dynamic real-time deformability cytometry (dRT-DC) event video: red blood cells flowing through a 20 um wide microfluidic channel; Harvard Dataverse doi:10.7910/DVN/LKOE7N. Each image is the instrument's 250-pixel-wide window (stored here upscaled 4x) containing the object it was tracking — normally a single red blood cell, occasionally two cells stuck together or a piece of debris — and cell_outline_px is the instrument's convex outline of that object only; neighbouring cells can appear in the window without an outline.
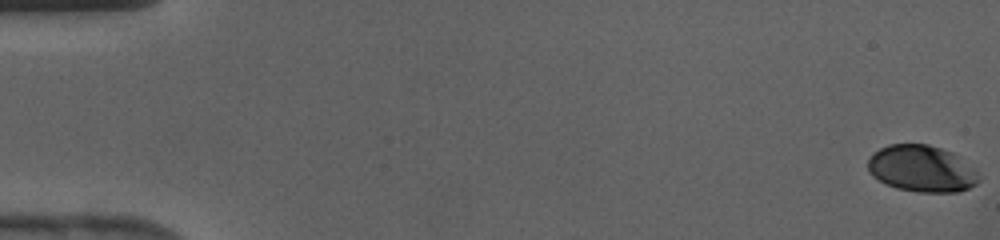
{"species": "human", "species_latin": "Homo sapiens", "temperature_condition": "cold", "stored_images_in_passage": 43, "camera_frame_rate_fps": 3000, "um_per_image_px": 0.085, "donor": {"sex": "female"}, "frame": {"image": 1, "passage_image": 1, "time_ms": 0.0, "image_size_px": [1000, 240], "cell_outline_px": [[980, 180], [976, 184], [960, 192], [916, 192], [896, 188], [872, 176], [868, 168], [868, 160], [872, 152], [888, 144], [928, 144], [952, 152], [976, 172], [980, 176]], "centroid_in_image_um": [78.32, 14.34], "position_along_channel_um": 6.7, "area_um2": 30.0}}
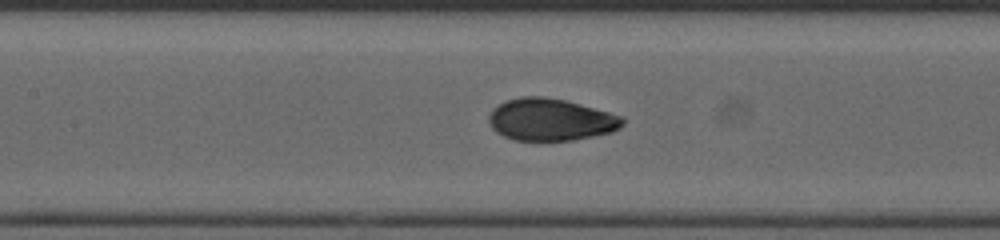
{"frame": {"image": 2, "passage_image": 21, "time_ms": 6.667, "image_size_px": [1000, 240], "cell_outline_px": [[624, 124], [620, 128], [612, 132], [572, 140], [512, 140], [496, 132], [492, 128], [488, 120], [488, 116], [492, 108], [504, 100], [520, 96], [544, 96], [564, 100], [624, 116]], "centroid_in_image_um": [46.78, 10.16], "position_along_channel_um": 160.6, "area_um2": 33.0}}
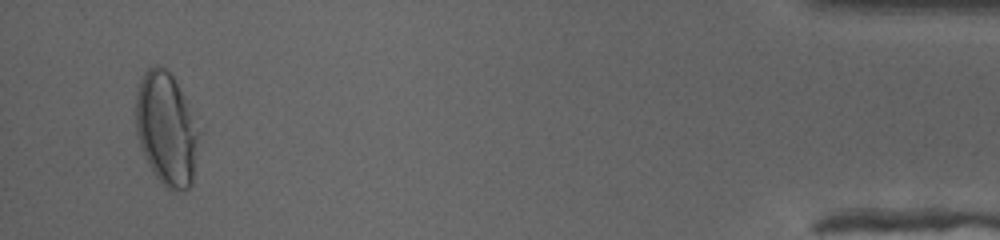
{"frame": {"image": 3, "passage_image": 42, "time_ms": 13.667, "image_size_px": [1000, 240], "cell_outline_px": [[200, 132], [192, 184], [188, 188], [176, 192], [172, 192], [164, 188], [152, 172], [140, 148], [136, 136], [136, 92], [140, 80], [144, 72], [148, 68], [156, 64], [164, 68], [176, 80]], "centroid_in_image_um": [14.12, 11.0], "position_along_channel_um": 421.1, "area_um2": 41.96}}